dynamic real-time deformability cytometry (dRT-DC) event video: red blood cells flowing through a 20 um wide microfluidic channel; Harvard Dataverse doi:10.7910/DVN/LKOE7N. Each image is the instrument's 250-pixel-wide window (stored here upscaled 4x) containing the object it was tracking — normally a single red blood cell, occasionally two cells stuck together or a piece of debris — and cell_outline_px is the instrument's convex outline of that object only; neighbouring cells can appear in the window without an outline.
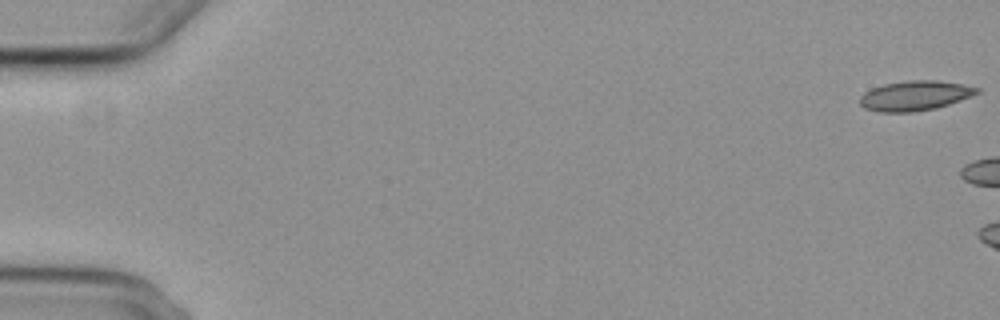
{"species": "common noctule bat (a hibernating species)", "species_latin": "Nyctalus noctula", "temperature_condition": "cold", "stored_images_in_passage": 5, "camera_frame_rate_fps": 3000, "um_per_image_px": 0.085, "animal": {"sex": "female", "body_mass_g": 29.2, "forearm_length_mm": 56.3}, "frame": {"image": 1, "passage_image": 1, "time_ms": 0.0, "image_size_px": [1000, 320], "cell_outline_px": [[980, 92], [960, 100], [936, 108], [912, 112], [880, 112], [864, 108], [860, 104], [860, 96], [864, 92], [872, 88], [884, 84], [908, 80], [936, 80], [964, 84], [980, 88]], "centroid_in_image_um": [77.76, 8.12], "position_along_channel_um": 7.2, "area_um2": 20.35}}